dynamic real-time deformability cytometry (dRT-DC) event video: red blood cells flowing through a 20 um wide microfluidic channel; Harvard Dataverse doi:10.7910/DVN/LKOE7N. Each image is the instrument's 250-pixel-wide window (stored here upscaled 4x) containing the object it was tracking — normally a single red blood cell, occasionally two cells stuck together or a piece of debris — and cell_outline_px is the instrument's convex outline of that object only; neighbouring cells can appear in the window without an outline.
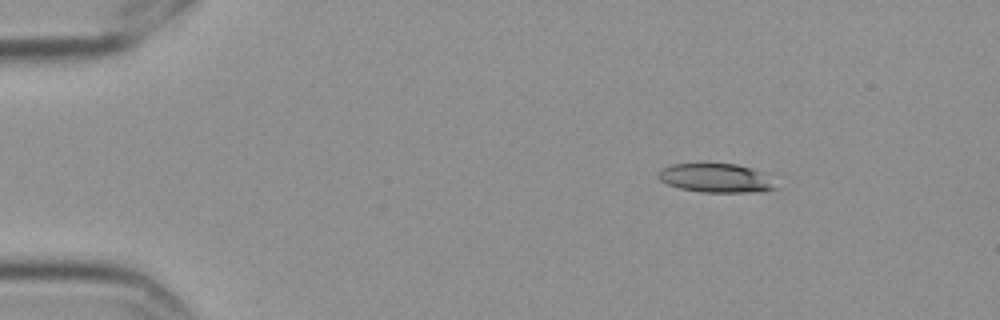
{"species": "Egyptian fruit bat (a non-hibernating species)", "species_latin": "Rousettus aegyptiacus", "temperature_condition": "cold", "stored_images_in_passage": 9, "camera_frame_rate_fps": 3000, "um_per_image_px": 0.085, "frame": {"image": 1, "passage_image": 1, "time_ms": 0.0, "image_size_px": [1000, 320], "cell_outline_px": [[776, 188], [764, 192], [700, 192], [680, 188], [668, 184], [660, 180], [656, 176], [660, 168], [672, 164], [708, 160], [736, 164], [760, 172]], "centroid_in_image_um": [60.71, 15.08], "position_along_channel_um": 24.3, "area_um2": 20.29}}
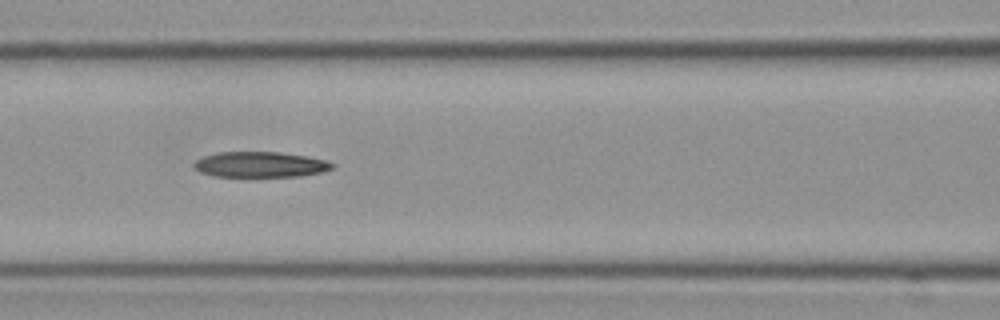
{"frame": {"image": 2, "passage_image": 6, "time_ms": 1.667, "image_size_px": [1000, 320], "cell_outline_px": [[336, 164], [332, 168], [320, 172], [300, 176], [212, 176], [200, 172], [192, 168], [192, 164], [196, 160], [204, 156], [220, 152], [280, 152], [308, 156], [324, 160]], "centroid_in_image_um": [22.08, 13.98], "position_along_channel_um": 144.5, "area_um2": 20.52}}
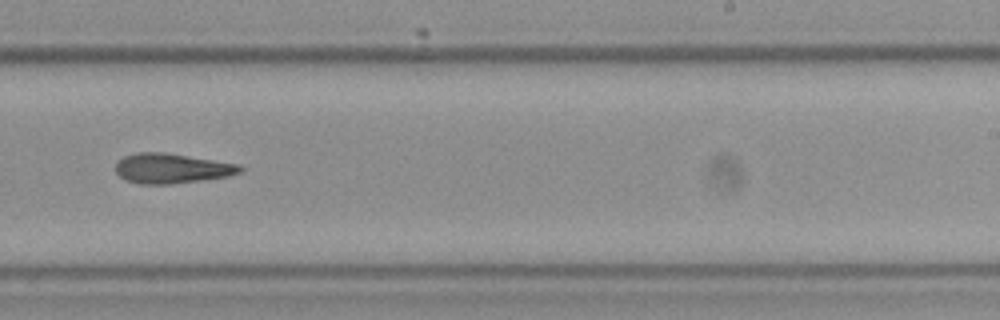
{"frame": {"image": 3, "passage_image": 9, "time_ms": 2.667, "image_size_px": [1000, 320], "cell_outline_px": [[244, 168], [240, 172], [228, 176], [168, 184], [140, 184], [124, 180], [116, 172], [116, 164], [124, 156], [136, 152], [164, 152], [236, 164]], "centroid_in_image_um": [14.53, 14.31], "position_along_channel_um": 274.5, "area_um2": 21.33}}